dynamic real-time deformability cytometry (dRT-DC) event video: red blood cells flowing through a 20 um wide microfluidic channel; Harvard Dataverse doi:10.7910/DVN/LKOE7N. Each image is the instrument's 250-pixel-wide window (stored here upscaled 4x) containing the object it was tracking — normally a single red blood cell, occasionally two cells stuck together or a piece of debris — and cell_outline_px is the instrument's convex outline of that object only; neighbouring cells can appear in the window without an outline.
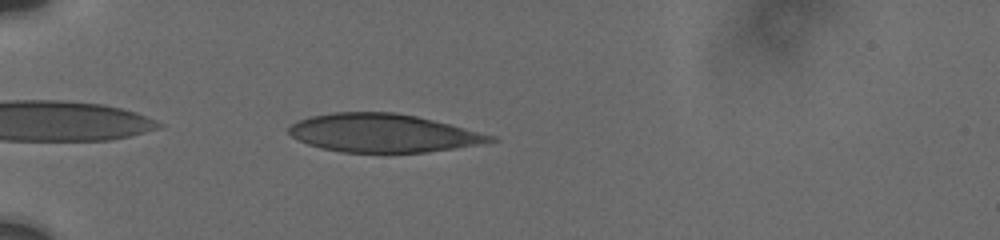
{"species": "human", "species_latin": "Homo sapiens", "temperature_condition": "cold", "stored_images_in_passage": 16, "camera_frame_rate_fps": 3000, "um_per_image_px": 0.085, "donor": {"sex": "male"}, "frame": {"image": 1, "passage_image": 1, "time_ms": 0.0, "image_size_px": [1000, 240], "cell_outline_px": [[500, 140], [452, 148], [424, 152], [340, 152], [320, 148], [308, 144], [292, 136], [288, 132], [288, 128], [292, 124], [300, 120], [312, 116], [332, 112], [396, 112], [416, 116], [496, 136]], "centroid_in_image_um": [32.52, 11.3], "position_along_channel_um": 52.5, "area_um2": 44.45}}
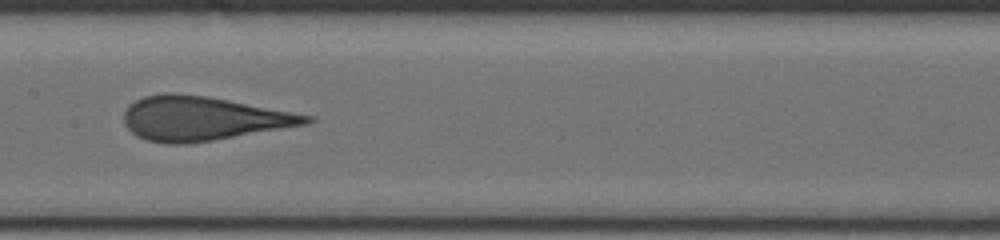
{"frame": {"image": 2, "passage_image": 10, "time_ms": 4.333, "image_size_px": [1000, 240], "cell_outline_px": [[316, 120], [308, 124], [212, 140], [184, 144], [168, 144], [148, 140], [136, 136], [124, 124], [124, 112], [128, 104], [144, 96], [164, 92], [176, 92], [208, 96], [312, 116]], "centroid_in_image_um": [17.19, 10.06], "position_along_channel_um": 190.2, "area_um2": 46.7}}
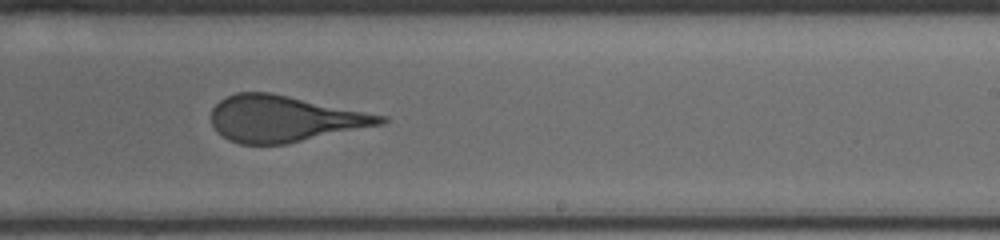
{"frame": {"image": 3, "passage_image": 14, "time_ms": 6.333, "image_size_px": [1000, 240], "cell_outline_px": [[388, 120], [384, 124], [288, 144], [240, 144], [228, 140], [216, 132], [212, 124], [212, 108], [220, 100], [236, 92], [272, 92], [388, 116]], "centroid_in_image_um": [24.18, 10.09], "position_along_channel_um": 264.8, "area_um2": 46.01}}